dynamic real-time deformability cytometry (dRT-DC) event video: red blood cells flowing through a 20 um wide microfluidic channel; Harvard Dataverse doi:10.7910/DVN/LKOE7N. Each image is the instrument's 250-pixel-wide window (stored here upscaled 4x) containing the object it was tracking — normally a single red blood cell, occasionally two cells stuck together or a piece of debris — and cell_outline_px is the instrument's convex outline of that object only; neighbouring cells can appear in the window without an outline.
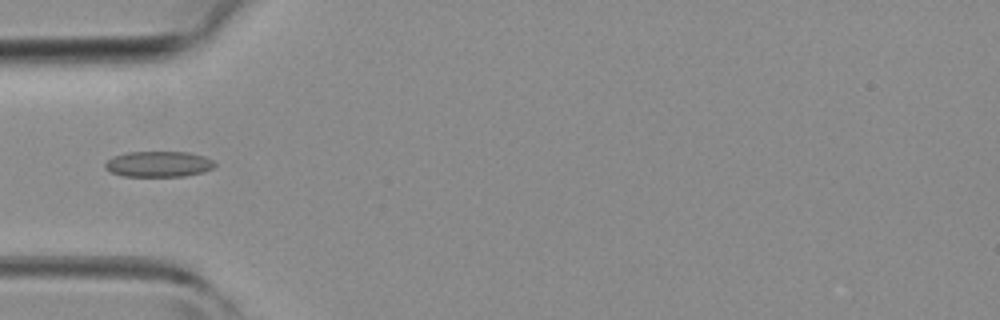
{"species": "common noctule bat (a hibernating species)", "species_latin": "Nyctalus noctula", "temperature_condition": "room temperature", "stored_images_in_passage": 32, "camera_frame_rate_fps": 3000, "um_per_image_px": 0.085, "animal": {"sex": "female", "body_mass_g": 19.3, "forearm_length_mm": 54.1}, "frame": {"image": 1, "passage_image": 7, "time_ms": 2.0, "image_size_px": [1000, 320], "cell_outline_px": [[216, 164], [212, 168], [204, 172], [184, 176], [124, 176], [112, 172], [104, 168], [104, 164], [112, 156], [128, 152], [188, 152], [204, 156], [212, 160]], "centroid_in_image_um": [13.47, 13.94], "position_along_channel_um": 71.5, "area_um2": 16.42}}
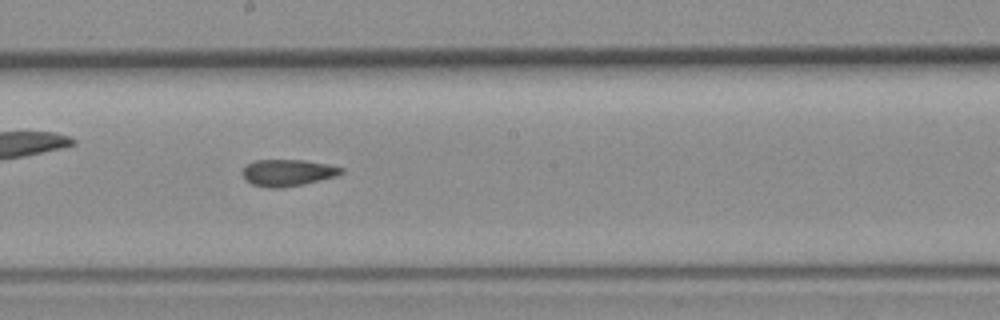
{"frame": {"image": 2, "passage_image": 17, "time_ms": 5.333, "image_size_px": [1000, 320], "cell_outline_px": [[344, 172], [336, 176], [304, 184], [280, 188], [268, 188], [252, 184], [244, 180], [240, 172], [244, 164], [256, 160], [304, 160], [344, 168]], "centroid_in_image_um": [24.37, 14.68], "position_along_channel_um": 223.8, "area_um2": 15.55}}
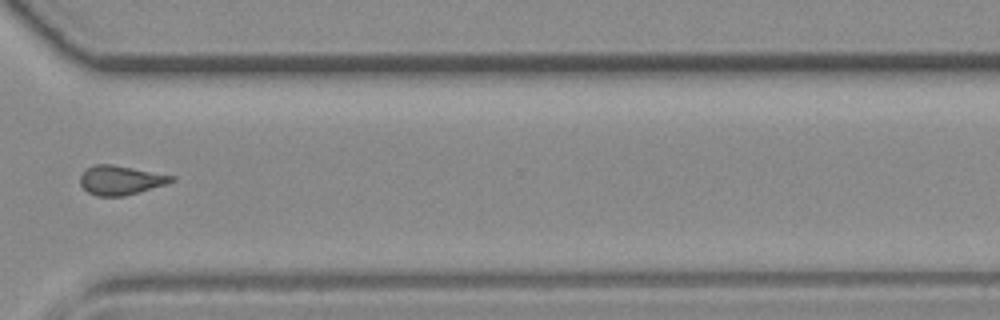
{"frame": {"image": 3, "passage_image": 26, "time_ms": 8.333, "image_size_px": [1000, 320], "cell_outline_px": [[176, 180], [164, 184], [124, 196], [96, 196], [88, 192], [80, 184], [80, 176], [88, 168], [96, 164], [112, 164], [176, 176]], "centroid_in_image_um": [10.24, 15.31], "position_along_channel_um": 360.4, "area_um2": 15.32}}